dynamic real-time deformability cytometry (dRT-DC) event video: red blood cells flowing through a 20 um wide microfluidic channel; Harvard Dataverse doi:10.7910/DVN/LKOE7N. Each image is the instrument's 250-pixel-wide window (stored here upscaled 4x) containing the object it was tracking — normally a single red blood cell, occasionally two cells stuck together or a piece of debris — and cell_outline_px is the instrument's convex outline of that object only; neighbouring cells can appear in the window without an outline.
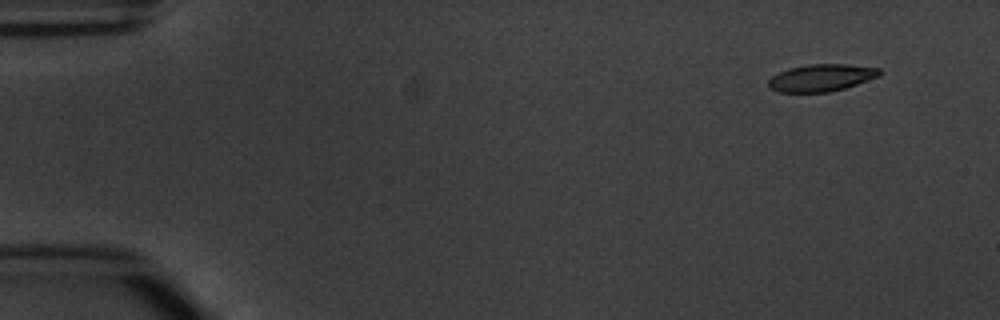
{"species": "common noctule bat (a hibernating species)", "species_latin": "Nyctalus noctula", "temperature_condition": "warm", "stored_images_in_passage": 7, "camera_frame_rate_fps": 3000, "um_per_image_px": 0.085, "animal": {"sex": "male", "body_mass_g": 20.1, "forearm_length_mm": 53.5}, "frame": {"image": 1, "passage_image": 1, "time_ms": 0.0, "image_size_px": [1000, 320], "cell_outline_px": [[880, 76], [844, 88], [828, 92], [780, 92], [768, 88], [768, 80], [772, 76], [788, 68], [808, 64], [848, 64], [880, 68]], "centroid_in_image_um": [69.79, 6.6], "position_along_channel_um": 15.2, "area_um2": 17.57}}
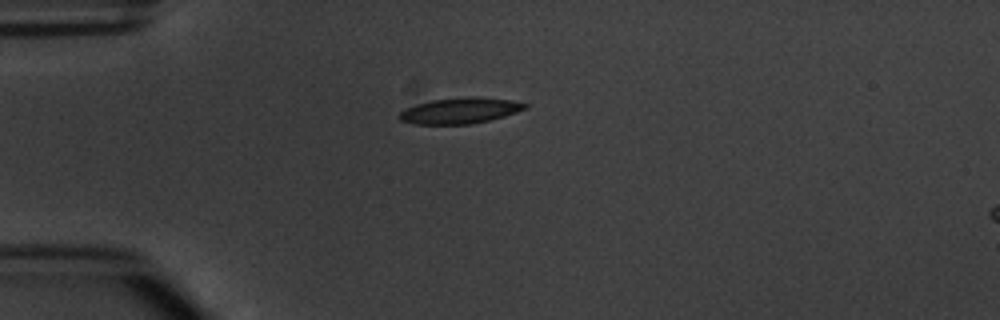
{"frame": {"image": 2, "passage_image": 4, "time_ms": 3.333, "image_size_px": [1000, 320], "cell_outline_px": [[528, 108], [504, 116], [472, 124], [416, 124], [400, 120], [400, 112], [404, 108], [416, 104], [432, 100], [472, 96], [476, 96], [512, 100], [528, 104]], "centroid_in_image_um": [39.12, 9.39], "position_along_channel_um": 45.9, "area_um2": 18.9}}
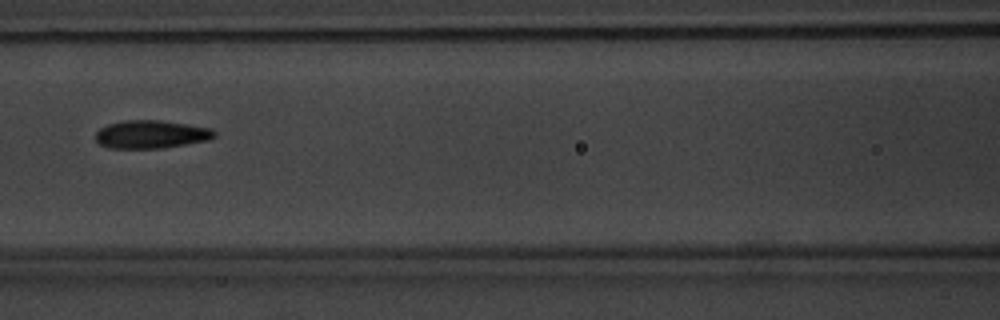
{"frame": {"image": 3, "passage_image": 7, "time_ms": 6.667, "image_size_px": [1000, 320], "cell_outline_px": [[216, 136], [208, 140], [160, 148], [108, 148], [100, 144], [96, 140], [96, 132], [100, 128], [108, 124], [124, 120], [160, 120], [188, 124], [212, 128], [216, 132]], "centroid_in_image_um": [12.85, 11.41], "position_along_channel_um": 153.8, "area_um2": 19.42}}